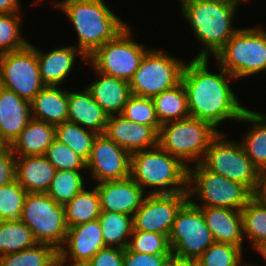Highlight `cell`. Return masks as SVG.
<instances>
[{"mask_svg": "<svg viewBox=\"0 0 266 266\" xmlns=\"http://www.w3.org/2000/svg\"><path fill=\"white\" fill-rule=\"evenodd\" d=\"M209 58H192L185 63L181 83L187 93L190 117L211 123L216 129L225 120L239 121L245 107L228 83L235 79L224 68L218 74L210 73Z\"/></svg>", "mask_w": 266, "mask_h": 266, "instance_id": "6da1fadb", "label": "cell"}, {"mask_svg": "<svg viewBox=\"0 0 266 266\" xmlns=\"http://www.w3.org/2000/svg\"><path fill=\"white\" fill-rule=\"evenodd\" d=\"M181 13L202 45L195 58L212 57L240 29L232 25L237 5L223 0H179ZM204 46V47H203Z\"/></svg>", "mask_w": 266, "mask_h": 266, "instance_id": "7a4b0ae2", "label": "cell"}, {"mask_svg": "<svg viewBox=\"0 0 266 266\" xmlns=\"http://www.w3.org/2000/svg\"><path fill=\"white\" fill-rule=\"evenodd\" d=\"M58 9L75 27L79 44L74 46L87 58L128 26L107 7L104 0H73Z\"/></svg>", "mask_w": 266, "mask_h": 266, "instance_id": "3957f363", "label": "cell"}, {"mask_svg": "<svg viewBox=\"0 0 266 266\" xmlns=\"http://www.w3.org/2000/svg\"><path fill=\"white\" fill-rule=\"evenodd\" d=\"M130 177L147 194L187 192L188 167L159 145L131 154Z\"/></svg>", "mask_w": 266, "mask_h": 266, "instance_id": "277c9868", "label": "cell"}, {"mask_svg": "<svg viewBox=\"0 0 266 266\" xmlns=\"http://www.w3.org/2000/svg\"><path fill=\"white\" fill-rule=\"evenodd\" d=\"M220 134L211 123L187 117L160 126L158 145L188 168L202 162L211 142Z\"/></svg>", "mask_w": 266, "mask_h": 266, "instance_id": "5b68a950", "label": "cell"}, {"mask_svg": "<svg viewBox=\"0 0 266 266\" xmlns=\"http://www.w3.org/2000/svg\"><path fill=\"white\" fill-rule=\"evenodd\" d=\"M188 168V200L198 207H221L241 210L253 197L243 184L207 170L201 163ZM194 185V186H193ZM195 196L200 204L193 201Z\"/></svg>", "mask_w": 266, "mask_h": 266, "instance_id": "8992f818", "label": "cell"}, {"mask_svg": "<svg viewBox=\"0 0 266 266\" xmlns=\"http://www.w3.org/2000/svg\"><path fill=\"white\" fill-rule=\"evenodd\" d=\"M217 65L239 80L266 71V30L240 28L213 57Z\"/></svg>", "mask_w": 266, "mask_h": 266, "instance_id": "52a82bcc", "label": "cell"}, {"mask_svg": "<svg viewBox=\"0 0 266 266\" xmlns=\"http://www.w3.org/2000/svg\"><path fill=\"white\" fill-rule=\"evenodd\" d=\"M22 222L40 244H48L59 250L65 242L68 227L64 205L55 202L47 193H27Z\"/></svg>", "mask_w": 266, "mask_h": 266, "instance_id": "ba28073f", "label": "cell"}, {"mask_svg": "<svg viewBox=\"0 0 266 266\" xmlns=\"http://www.w3.org/2000/svg\"><path fill=\"white\" fill-rule=\"evenodd\" d=\"M185 62L158 49L149 48L129 82L132 95L154 98L181 82Z\"/></svg>", "mask_w": 266, "mask_h": 266, "instance_id": "9c48e42d", "label": "cell"}, {"mask_svg": "<svg viewBox=\"0 0 266 266\" xmlns=\"http://www.w3.org/2000/svg\"><path fill=\"white\" fill-rule=\"evenodd\" d=\"M131 26L123 29L113 40L97 48L88 58L97 72L118 79L132 80L135 71L149 48L132 40Z\"/></svg>", "mask_w": 266, "mask_h": 266, "instance_id": "30bf717a", "label": "cell"}, {"mask_svg": "<svg viewBox=\"0 0 266 266\" xmlns=\"http://www.w3.org/2000/svg\"><path fill=\"white\" fill-rule=\"evenodd\" d=\"M201 164L209 171L243 184L252 193L256 189L259 169L241 142L227 139L221 131L209 145Z\"/></svg>", "mask_w": 266, "mask_h": 266, "instance_id": "8fae6325", "label": "cell"}, {"mask_svg": "<svg viewBox=\"0 0 266 266\" xmlns=\"http://www.w3.org/2000/svg\"><path fill=\"white\" fill-rule=\"evenodd\" d=\"M0 86L29 103L42 90L45 84L40 77L36 47L33 44L0 55Z\"/></svg>", "mask_w": 266, "mask_h": 266, "instance_id": "7c38bea8", "label": "cell"}, {"mask_svg": "<svg viewBox=\"0 0 266 266\" xmlns=\"http://www.w3.org/2000/svg\"><path fill=\"white\" fill-rule=\"evenodd\" d=\"M214 242L201 208L187 200L177 212L169 234L172 254L197 260Z\"/></svg>", "mask_w": 266, "mask_h": 266, "instance_id": "4fadbf2b", "label": "cell"}, {"mask_svg": "<svg viewBox=\"0 0 266 266\" xmlns=\"http://www.w3.org/2000/svg\"><path fill=\"white\" fill-rule=\"evenodd\" d=\"M187 200V192L147 194L133 215V230L156 232L169 237L176 214Z\"/></svg>", "mask_w": 266, "mask_h": 266, "instance_id": "5bb4252c", "label": "cell"}, {"mask_svg": "<svg viewBox=\"0 0 266 266\" xmlns=\"http://www.w3.org/2000/svg\"><path fill=\"white\" fill-rule=\"evenodd\" d=\"M131 154L110 140L105 134H97L86 169L98 183L130 177Z\"/></svg>", "mask_w": 266, "mask_h": 266, "instance_id": "9a60e30c", "label": "cell"}, {"mask_svg": "<svg viewBox=\"0 0 266 266\" xmlns=\"http://www.w3.org/2000/svg\"><path fill=\"white\" fill-rule=\"evenodd\" d=\"M101 230L98 219L69 227L65 242L58 250L59 262L65 266H84L106 247Z\"/></svg>", "mask_w": 266, "mask_h": 266, "instance_id": "2e32d148", "label": "cell"}, {"mask_svg": "<svg viewBox=\"0 0 266 266\" xmlns=\"http://www.w3.org/2000/svg\"><path fill=\"white\" fill-rule=\"evenodd\" d=\"M104 134L130 154L158 146L159 132L154 127L132 122L122 114L109 116Z\"/></svg>", "mask_w": 266, "mask_h": 266, "instance_id": "e0dca14e", "label": "cell"}, {"mask_svg": "<svg viewBox=\"0 0 266 266\" xmlns=\"http://www.w3.org/2000/svg\"><path fill=\"white\" fill-rule=\"evenodd\" d=\"M95 187L100 197V209L106 212L133 216L146 196L131 177L96 183Z\"/></svg>", "mask_w": 266, "mask_h": 266, "instance_id": "ac0fdd59", "label": "cell"}, {"mask_svg": "<svg viewBox=\"0 0 266 266\" xmlns=\"http://www.w3.org/2000/svg\"><path fill=\"white\" fill-rule=\"evenodd\" d=\"M0 138L10 146L31 119L30 103L0 86Z\"/></svg>", "mask_w": 266, "mask_h": 266, "instance_id": "d6986e66", "label": "cell"}, {"mask_svg": "<svg viewBox=\"0 0 266 266\" xmlns=\"http://www.w3.org/2000/svg\"><path fill=\"white\" fill-rule=\"evenodd\" d=\"M39 72L45 85L59 86L73 70L75 60L81 57L87 62V57L74 45L54 48L49 52L40 51L36 48Z\"/></svg>", "mask_w": 266, "mask_h": 266, "instance_id": "ffe728a7", "label": "cell"}, {"mask_svg": "<svg viewBox=\"0 0 266 266\" xmlns=\"http://www.w3.org/2000/svg\"><path fill=\"white\" fill-rule=\"evenodd\" d=\"M208 229L216 243H229L243 250L241 210L221 207H200Z\"/></svg>", "mask_w": 266, "mask_h": 266, "instance_id": "44dd1931", "label": "cell"}, {"mask_svg": "<svg viewBox=\"0 0 266 266\" xmlns=\"http://www.w3.org/2000/svg\"><path fill=\"white\" fill-rule=\"evenodd\" d=\"M109 115L93 99L90 91H68V121L104 134Z\"/></svg>", "mask_w": 266, "mask_h": 266, "instance_id": "7402d4cb", "label": "cell"}, {"mask_svg": "<svg viewBox=\"0 0 266 266\" xmlns=\"http://www.w3.org/2000/svg\"><path fill=\"white\" fill-rule=\"evenodd\" d=\"M56 171L44 155L16 156V180L27 193H46Z\"/></svg>", "mask_w": 266, "mask_h": 266, "instance_id": "603a6c76", "label": "cell"}, {"mask_svg": "<svg viewBox=\"0 0 266 266\" xmlns=\"http://www.w3.org/2000/svg\"><path fill=\"white\" fill-rule=\"evenodd\" d=\"M45 85L30 102L31 118L57 126L68 121V91Z\"/></svg>", "mask_w": 266, "mask_h": 266, "instance_id": "cb8c5ba5", "label": "cell"}, {"mask_svg": "<svg viewBox=\"0 0 266 266\" xmlns=\"http://www.w3.org/2000/svg\"><path fill=\"white\" fill-rule=\"evenodd\" d=\"M93 70L99 77L86 88L109 116L121 114L131 95L129 83Z\"/></svg>", "mask_w": 266, "mask_h": 266, "instance_id": "d4e9b609", "label": "cell"}, {"mask_svg": "<svg viewBox=\"0 0 266 266\" xmlns=\"http://www.w3.org/2000/svg\"><path fill=\"white\" fill-rule=\"evenodd\" d=\"M55 140V126L31 118L9 146L15 156L44 155Z\"/></svg>", "mask_w": 266, "mask_h": 266, "instance_id": "484cf974", "label": "cell"}, {"mask_svg": "<svg viewBox=\"0 0 266 266\" xmlns=\"http://www.w3.org/2000/svg\"><path fill=\"white\" fill-rule=\"evenodd\" d=\"M240 122L251 124L244 138L242 146L253 164L259 169L266 168V114L245 109Z\"/></svg>", "mask_w": 266, "mask_h": 266, "instance_id": "4316f807", "label": "cell"}, {"mask_svg": "<svg viewBox=\"0 0 266 266\" xmlns=\"http://www.w3.org/2000/svg\"><path fill=\"white\" fill-rule=\"evenodd\" d=\"M152 101L161 125L190 117L187 93L181 82L174 88L156 95Z\"/></svg>", "mask_w": 266, "mask_h": 266, "instance_id": "83f0119b", "label": "cell"}, {"mask_svg": "<svg viewBox=\"0 0 266 266\" xmlns=\"http://www.w3.org/2000/svg\"><path fill=\"white\" fill-rule=\"evenodd\" d=\"M67 227L97 220L100 216V197L96 187L83 189L64 205Z\"/></svg>", "mask_w": 266, "mask_h": 266, "instance_id": "f1b7e54d", "label": "cell"}, {"mask_svg": "<svg viewBox=\"0 0 266 266\" xmlns=\"http://www.w3.org/2000/svg\"><path fill=\"white\" fill-rule=\"evenodd\" d=\"M98 221L106 247L127 248L133 233V216L101 211Z\"/></svg>", "mask_w": 266, "mask_h": 266, "instance_id": "f546056e", "label": "cell"}, {"mask_svg": "<svg viewBox=\"0 0 266 266\" xmlns=\"http://www.w3.org/2000/svg\"><path fill=\"white\" fill-rule=\"evenodd\" d=\"M37 244L33 232L22 221H0V256L29 249Z\"/></svg>", "mask_w": 266, "mask_h": 266, "instance_id": "4dcf8cb0", "label": "cell"}, {"mask_svg": "<svg viewBox=\"0 0 266 266\" xmlns=\"http://www.w3.org/2000/svg\"><path fill=\"white\" fill-rule=\"evenodd\" d=\"M58 263V250L40 243L29 249L0 256V266H56Z\"/></svg>", "mask_w": 266, "mask_h": 266, "instance_id": "1f68e13d", "label": "cell"}, {"mask_svg": "<svg viewBox=\"0 0 266 266\" xmlns=\"http://www.w3.org/2000/svg\"><path fill=\"white\" fill-rule=\"evenodd\" d=\"M97 133L69 121L55 126V139L71 148L85 161L88 160Z\"/></svg>", "mask_w": 266, "mask_h": 266, "instance_id": "d6a6232c", "label": "cell"}, {"mask_svg": "<svg viewBox=\"0 0 266 266\" xmlns=\"http://www.w3.org/2000/svg\"><path fill=\"white\" fill-rule=\"evenodd\" d=\"M243 236L247 237L252 248L266 240V206L251 198L241 209ZM246 234V235H245Z\"/></svg>", "mask_w": 266, "mask_h": 266, "instance_id": "836d02e7", "label": "cell"}, {"mask_svg": "<svg viewBox=\"0 0 266 266\" xmlns=\"http://www.w3.org/2000/svg\"><path fill=\"white\" fill-rule=\"evenodd\" d=\"M81 174L80 171H56L46 193L58 204L65 205L85 188V180Z\"/></svg>", "mask_w": 266, "mask_h": 266, "instance_id": "e575fe53", "label": "cell"}, {"mask_svg": "<svg viewBox=\"0 0 266 266\" xmlns=\"http://www.w3.org/2000/svg\"><path fill=\"white\" fill-rule=\"evenodd\" d=\"M26 195L27 192L17 180L0 186V221L21 222Z\"/></svg>", "mask_w": 266, "mask_h": 266, "instance_id": "d590c367", "label": "cell"}, {"mask_svg": "<svg viewBox=\"0 0 266 266\" xmlns=\"http://www.w3.org/2000/svg\"><path fill=\"white\" fill-rule=\"evenodd\" d=\"M242 252L238 246L214 242L197 260L199 266H246Z\"/></svg>", "mask_w": 266, "mask_h": 266, "instance_id": "8d00e7d4", "label": "cell"}, {"mask_svg": "<svg viewBox=\"0 0 266 266\" xmlns=\"http://www.w3.org/2000/svg\"><path fill=\"white\" fill-rule=\"evenodd\" d=\"M21 20L18 12L0 14V55L20 50L29 44L21 37Z\"/></svg>", "mask_w": 266, "mask_h": 266, "instance_id": "74e56055", "label": "cell"}, {"mask_svg": "<svg viewBox=\"0 0 266 266\" xmlns=\"http://www.w3.org/2000/svg\"><path fill=\"white\" fill-rule=\"evenodd\" d=\"M132 122L154 127L158 132L161 124L156 115L152 98L130 95L121 113Z\"/></svg>", "mask_w": 266, "mask_h": 266, "instance_id": "f35d334b", "label": "cell"}, {"mask_svg": "<svg viewBox=\"0 0 266 266\" xmlns=\"http://www.w3.org/2000/svg\"><path fill=\"white\" fill-rule=\"evenodd\" d=\"M127 249L148 254H172L169 237L156 232L133 230Z\"/></svg>", "mask_w": 266, "mask_h": 266, "instance_id": "ab89813d", "label": "cell"}, {"mask_svg": "<svg viewBox=\"0 0 266 266\" xmlns=\"http://www.w3.org/2000/svg\"><path fill=\"white\" fill-rule=\"evenodd\" d=\"M44 156L59 170L81 171L86 170V161L65 144L54 140ZM81 169V170H80Z\"/></svg>", "mask_w": 266, "mask_h": 266, "instance_id": "60d3db41", "label": "cell"}, {"mask_svg": "<svg viewBox=\"0 0 266 266\" xmlns=\"http://www.w3.org/2000/svg\"><path fill=\"white\" fill-rule=\"evenodd\" d=\"M171 254H148L124 249L123 266H166Z\"/></svg>", "mask_w": 266, "mask_h": 266, "instance_id": "b9f144b4", "label": "cell"}, {"mask_svg": "<svg viewBox=\"0 0 266 266\" xmlns=\"http://www.w3.org/2000/svg\"><path fill=\"white\" fill-rule=\"evenodd\" d=\"M124 249L105 247L100 249L84 266H123Z\"/></svg>", "mask_w": 266, "mask_h": 266, "instance_id": "7bdbcfd3", "label": "cell"}, {"mask_svg": "<svg viewBox=\"0 0 266 266\" xmlns=\"http://www.w3.org/2000/svg\"><path fill=\"white\" fill-rule=\"evenodd\" d=\"M16 156L7 146L0 152V186L10 184L16 180L15 174Z\"/></svg>", "mask_w": 266, "mask_h": 266, "instance_id": "ee69618b", "label": "cell"}, {"mask_svg": "<svg viewBox=\"0 0 266 266\" xmlns=\"http://www.w3.org/2000/svg\"><path fill=\"white\" fill-rule=\"evenodd\" d=\"M253 198L266 206V168L259 170L258 182L253 192Z\"/></svg>", "mask_w": 266, "mask_h": 266, "instance_id": "f6af8a7d", "label": "cell"}, {"mask_svg": "<svg viewBox=\"0 0 266 266\" xmlns=\"http://www.w3.org/2000/svg\"><path fill=\"white\" fill-rule=\"evenodd\" d=\"M166 266H199V264L196 259L181 258L171 254L168 257Z\"/></svg>", "mask_w": 266, "mask_h": 266, "instance_id": "bcb514c9", "label": "cell"}, {"mask_svg": "<svg viewBox=\"0 0 266 266\" xmlns=\"http://www.w3.org/2000/svg\"><path fill=\"white\" fill-rule=\"evenodd\" d=\"M253 250H256L266 261V240L260 241L257 243Z\"/></svg>", "mask_w": 266, "mask_h": 266, "instance_id": "7dc6e473", "label": "cell"}, {"mask_svg": "<svg viewBox=\"0 0 266 266\" xmlns=\"http://www.w3.org/2000/svg\"><path fill=\"white\" fill-rule=\"evenodd\" d=\"M56 1H58V2H56ZM56 1L54 3V7L59 8L61 5L65 4L66 2L73 1V0H61V1L56 0Z\"/></svg>", "mask_w": 266, "mask_h": 266, "instance_id": "c3c4849f", "label": "cell"}, {"mask_svg": "<svg viewBox=\"0 0 266 266\" xmlns=\"http://www.w3.org/2000/svg\"><path fill=\"white\" fill-rule=\"evenodd\" d=\"M223 1H227V2H230V3H233L239 6L241 4L240 2L245 1V0H223Z\"/></svg>", "mask_w": 266, "mask_h": 266, "instance_id": "681fc988", "label": "cell"}, {"mask_svg": "<svg viewBox=\"0 0 266 266\" xmlns=\"http://www.w3.org/2000/svg\"><path fill=\"white\" fill-rule=\"evenodd\" d=\"M7 147V145L1 140L0 138V152L5 149Z\"/></svg>", "mask_w": 266, "mask_h": 266, "instance_id": "f907efd6", "label": "cell"}, {"mask_svg": "<svg viewBox=\"0 0 266 266\" xmlns=\"http://www.w3.org/2000/svg\"><path fill=\"white\" fill-rule=\"evenodd\" d=\"M246 266H256V265L255 264H251V263L249 264L248 263Z\"/></svg>", "mask_w": 266, "mask_h": 266, "instance_id": "816d5d0a", "label": "cell"}, {"mask_svg": "<svg viewBox=\"0 0 266 266\" xmlns=\"http://www.w3.org/2000/svg\"><path fill=\"white\" fill-rule=\"evenodd\" d=\"M56 266H65V265H62V264L59 262Z\"/></svg>", "mask_w": 266, "mask_h": 266, "instance_id": "f5cc1de1", "label": "cell"}]
</instances>
